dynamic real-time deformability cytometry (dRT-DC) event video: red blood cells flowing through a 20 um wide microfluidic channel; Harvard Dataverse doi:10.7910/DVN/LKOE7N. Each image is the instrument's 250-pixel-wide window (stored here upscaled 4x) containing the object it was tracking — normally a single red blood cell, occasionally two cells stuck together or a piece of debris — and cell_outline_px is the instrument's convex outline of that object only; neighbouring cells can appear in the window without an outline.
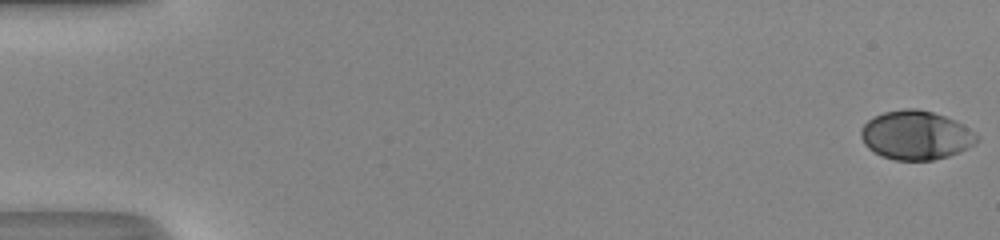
{"species": "human", "species_latin": "Homo sapiens", "temperature_condition": "room temperature", "stored_images_in_passage": 42, "camera_frame_rate_fps": 3000, "um_per_image_px": 0.085, "donor": {"sex": "male"}, "frame": {"image": 1, "passage_image": 1, "time_ms": 0.0, "image_size_px": [1000, 240], "cell_outline_px": [[980, 140], [976, 144], [968, 148], [948, 156], [932, 160], [896, 160], [880, 156], [868, 148], [864, 144], [860, 136], [860, 128], [872, 116], [884, 112], [904, 108], [916, 108], [932, 112], [944, 116], [968, 128], [980, 136]], "centroid_in_image_um": [77.83, 11.49], "position_along_channel_um": 7.2, "area_um2": 33.18}}
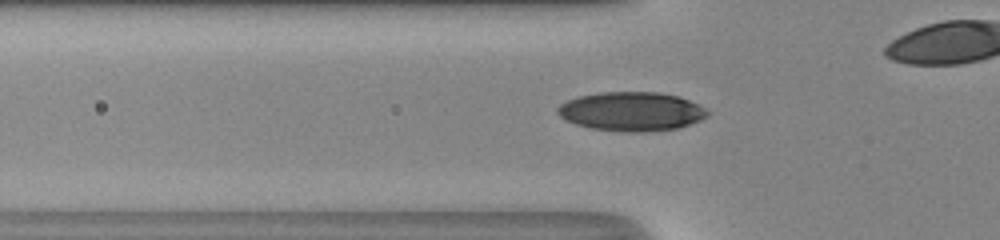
{"frame": {"image": 2, "passage_image": 19, "time_ms": 6.0, "image_size_px": [1000, 240], "cell_outline_px": [[708, 116], [700, 120], [680, 128], [648, 132], [624, 132], [588, 128], [564, 120], [556, 112], [556, 108], [560, 104], [568, 100], [580, 96], [600, 92], [656, 92], [680, 96], [704, 108], [708, 112]], "centroid_in_image_um": [53.65, 9.48], "position_along_channel_um": 72.1, "area_um2": 34.28}}
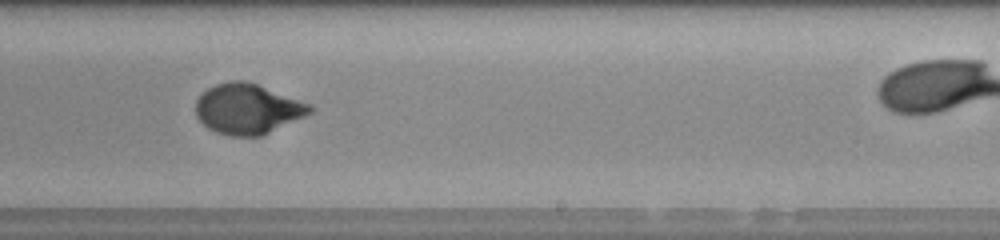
{"frame": {"image": 3, "passage_image": 33, "time_ms": 10.667, "image_size_px": [1000, 240], "cell_outline_px": [[316, 108], [312, 112], [304, 116], [260, 136], [232, 136], [216, 132], [208, 128], [196, 116], [196, 100], [208, 88], [216, 84], [232, 80], [244, 80], [256, 84], [312, 104]], "centroid_in_image_um": [21.06, 9.25], "position_along_channel_um": 267.9, "area_um2": 33.18}}